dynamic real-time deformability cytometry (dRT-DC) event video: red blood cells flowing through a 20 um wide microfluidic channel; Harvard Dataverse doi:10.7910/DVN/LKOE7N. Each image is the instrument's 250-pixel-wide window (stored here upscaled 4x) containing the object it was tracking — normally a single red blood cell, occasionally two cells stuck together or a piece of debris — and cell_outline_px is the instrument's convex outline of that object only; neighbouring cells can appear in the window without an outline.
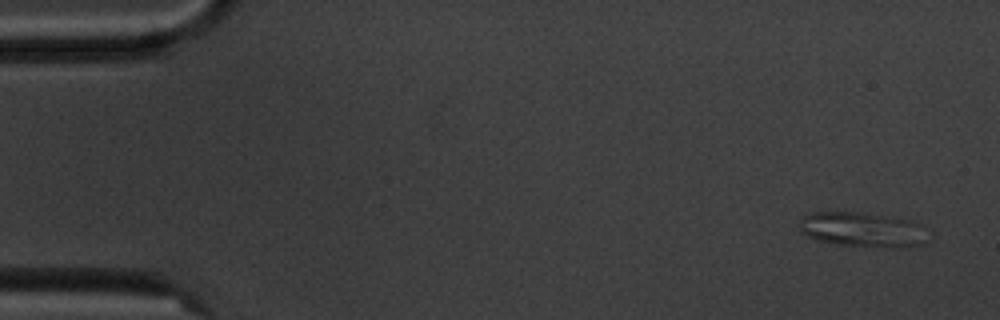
{"species": "common noctule bat (a hibernating species)", "species_latin": "Nyctalus noctula", "temperature_condition": "cold", "stored_images_in_passage": 6, "camera_frame_rate_fps": 3000, "um_per_image_px": 0.085, "animal": {"sex": "male", "body_mass_g": 20.1, "forearm_length_mm": 53.5}, "frame": {"image": 1, "passage_image": 1, "time_ms": 0.0, "image_size_px": [1000, 320], "cell_outline_px": [[924, 244], [896, 248], [836, 244], [820, 240], [808, 236], [800, 228], [800, 224], [804, 216], [808, 212], [860, 212], [908, 220], [920, 224], [924, 228]], "centroid_in_image_um": [73.3, 19.51], "position_along_channel_um": 11.7, "area_um2": 25.55}}
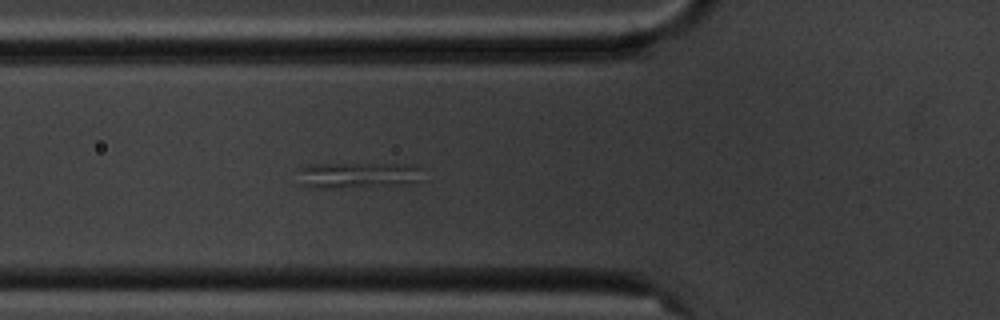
{"frame": {"image": 2, "passage_image": 6, "time_ms": 5.667, "image_size_px": [1000, 320], "cell_outline_px": [[424, 180], [404, 184], [340, 188], [312, 188], [300, 184], [296, 168], [308, 164], [412, 164], [420, 168]], "centroid_in_image_um": [30.37, 14.89], "position_along_channel_um": 95.4, "area_um2": 19.31}}